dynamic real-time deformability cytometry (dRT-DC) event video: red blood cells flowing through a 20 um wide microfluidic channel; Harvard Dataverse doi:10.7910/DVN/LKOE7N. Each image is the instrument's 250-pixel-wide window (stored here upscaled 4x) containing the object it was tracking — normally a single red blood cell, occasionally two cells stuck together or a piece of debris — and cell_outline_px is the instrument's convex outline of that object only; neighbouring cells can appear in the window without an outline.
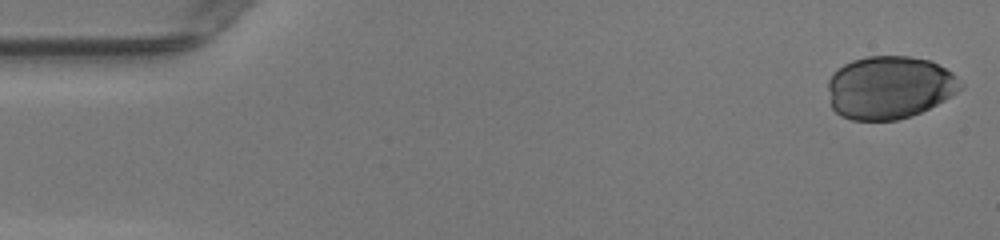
{"species": "human", "species_latin": "Homo sapiens", "temperature_condition": "warm", "stored_images_in_passage": 38, "camera_frame_rate_fps": 3000, "um_per_image_px": 0.085, "donor": {"sex": "female"}, "frame": {"image": 1, "passage_image": 1, "time_ms": 0.0, "image_size_px": [1000, 240], "cell_outline_px": [[964, 88], [944, 100], [912, 116], [896, 120], [852, 120], [840, 116], [832, 108], [828, 88], [828, 80], [832, 72], [844, 64], [852, 60], [868, 56], [908, 56], [932, 60], [952, 72], [964, 84]], "centroid_in_image_um": [75.61, 7.42], "position_along_channel_um": 9.4, "area_um2": 48.96}}
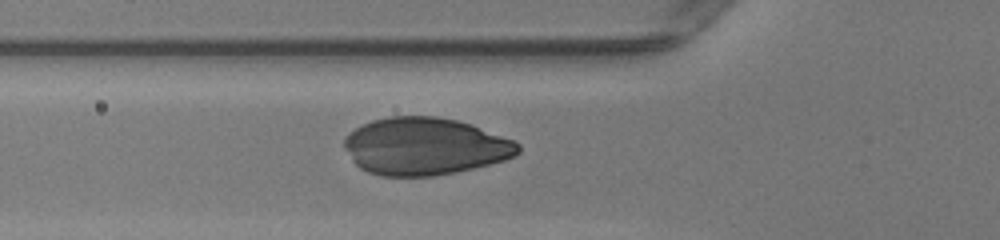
{"frame": {"image": 2, "passage_image": 17, "time_ms": 5.333, "image_size_px": [1000, 240], "cell_outline_px": [[520, 152], [516, 156], [504, 160], [456, 172], [432, 176], [380, 176], [368, 172], [360, 168], [352, 160], [344, 148], [344, 136], [348, 132], [372, 120], [388, 116], [436, 116], [456, 120], [472, 124], [512, 140], [520, 144]], "centroid_in_image_um": [36.09, 12.43], "position_along_channel_um": 89.7, "area_um2": 58.2}}
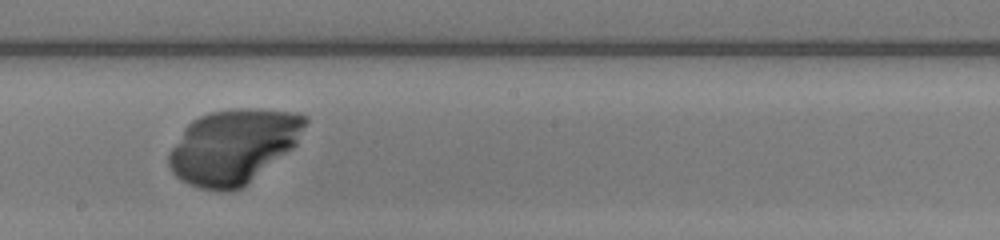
{"frame": {"image": 3, "passage_image": 27, "time_ms": 8.667, "image_size_px": [1000, 240], "cell_outline_px": [[308, 120], [296, 144], [292, 148], [240, 188], [228, 192], [224, 192], [200, 188], [188, 184], [180, 180], [172, 172], [168, 164], [168, 152], [184, 128], [192, 120], [208, 112], [232, 108], [264, 108], [296, 112], [308, 116]], "centroid_in_image_um": [19.82, 12.42], "position_along_channel_um": 228.4, "area_um2": 59.3}}